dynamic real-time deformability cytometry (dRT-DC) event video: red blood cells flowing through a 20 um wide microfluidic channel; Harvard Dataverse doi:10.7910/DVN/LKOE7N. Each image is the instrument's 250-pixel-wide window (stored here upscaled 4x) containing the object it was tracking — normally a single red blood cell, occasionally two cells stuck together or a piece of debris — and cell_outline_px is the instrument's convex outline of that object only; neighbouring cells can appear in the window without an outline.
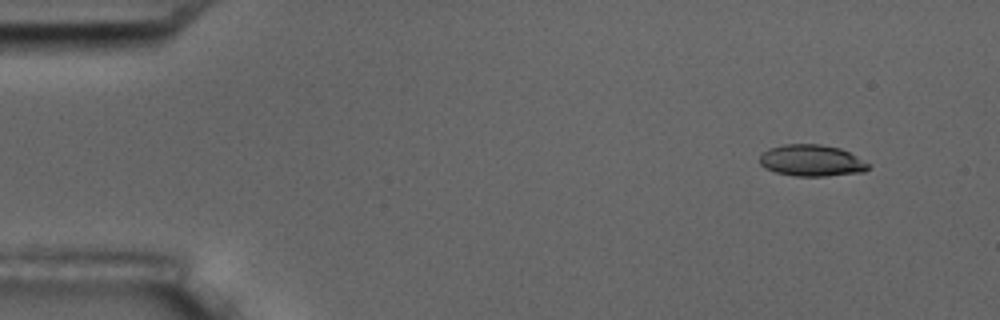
{"species": "common noctule bat (a hibernating species)", "species_latin": "Nyctalus noctula", "temperature_condition": "room temperature", "stored_images_in_passage": 6, "camera_frame_rate_fps": 3000, "um_per_image_px": 0.085, "animal": {"sex": "male", "body_mass_g": 17.5, "forearm_length_mm": 52.3}, "frame": {"image": 1, "passage_image": 1, "time_ms": 0.0, "image_size_px": [1000, 320], "cell_outline_px": [[872, 164], [864, 172], [828, 176], [796, 176], [776, 172], [764, 168], [760, 164], [760, 156], [768, 148], [784, 144], [820, 144], [840, 148]], "centroid_in_image_um": [69.0, 13.65], "position_along_channel_um": 16.0, "area_um2": 20.06}}
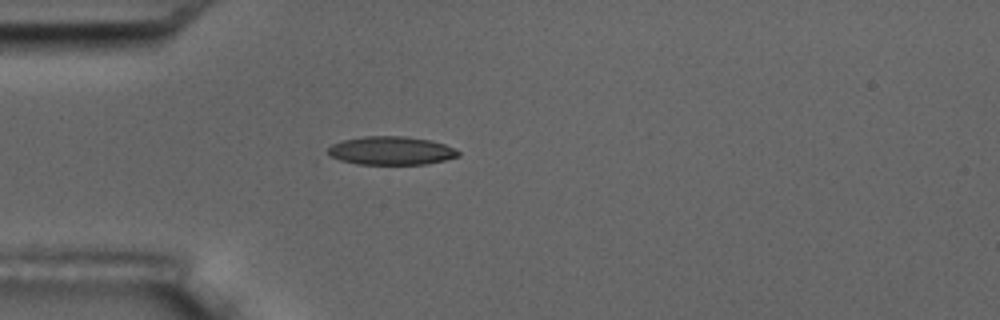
{"frame": {"image": 2, "passage_image": 4, "time_ms": 3.667, "image_size_px": [1000, 320], "cell_outline_px": [[460, 156], [444, 160], [424, 164], [356, 164], [324, 156], [328, 148], [332, 144], [344, 140], [364, 136], [404, 136], [428, 140], [444, 144], [460, 152]], "centroid_in_image_um": [33.17, 12.81], "position_along_channel_um": 51.8, "area_um2": 21.62}}